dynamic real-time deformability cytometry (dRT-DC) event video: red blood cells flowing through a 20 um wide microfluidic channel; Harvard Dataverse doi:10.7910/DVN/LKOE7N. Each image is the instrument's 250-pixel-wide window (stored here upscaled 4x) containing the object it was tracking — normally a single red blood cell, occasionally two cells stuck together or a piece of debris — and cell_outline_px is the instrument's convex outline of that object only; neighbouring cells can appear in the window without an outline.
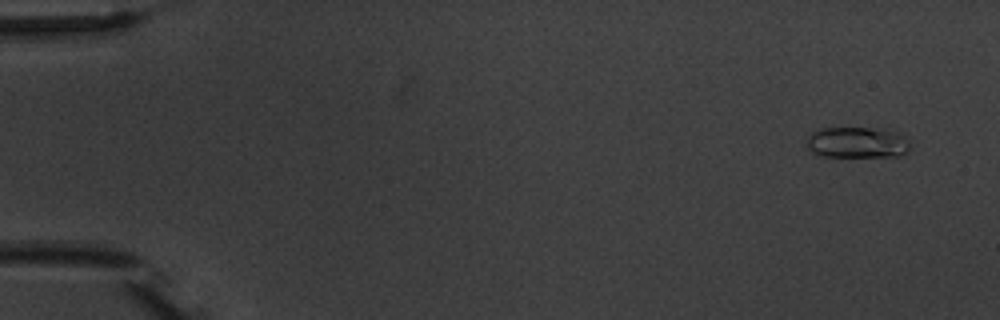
{"species": "common noctule bat (a hibernating species)", "species_latin": "Nyctalus noctula", "temperature_condition": "warm", "stored_images_in_passage": 4, "camera_frame_rate_fps": 3000, "um_per_image_px": 0.085, "animal": {"sex": "male", "body_mass_g": 20.1, "forearm_length_mm": 53.5}, "frame": {"image": 1, "passage_image": 4, "time_ms": 5.0, "image_size_px": [1000, 320], "cell_outline_px": [[912, 148], [908, 152], [900, 156], [816, 156], [808, 148], [808, 136], [812, 132], [820, 128], [872, 128], [896, 132], [904, 136], [912, 144]], "centroid_in_image_um": [72.89, 12.12], "position_along_channel_um": 12.1, "area_um2": 18.84}}